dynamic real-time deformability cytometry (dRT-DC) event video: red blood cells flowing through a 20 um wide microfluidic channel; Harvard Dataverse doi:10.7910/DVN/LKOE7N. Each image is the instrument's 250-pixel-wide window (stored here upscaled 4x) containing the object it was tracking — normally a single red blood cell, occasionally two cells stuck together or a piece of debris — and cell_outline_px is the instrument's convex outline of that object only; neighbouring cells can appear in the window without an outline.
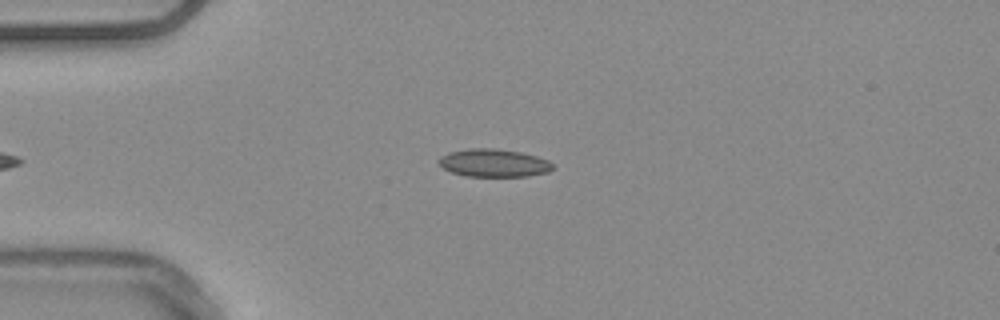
{"species": "common noctule bat (a hibernating species)", "species_latin": "Nyctalus noctula", "temperature_condition": "warm", "stored_images_in_passage": 38, "camera_frame_rate_fps": 3000, "um_per_image_px": 0.085, "animal": {"sex": "male", "body_mass_g": 20.4}, "frame": {"image": 1, "passage_image": 2, "time_ms": 0.333, "image_size_px": [1000, 320], "cell_outline_px": [[552, 168], [548, 172], [528, 176], [468, 176], [452, 172], [444, 168], [440, 164], [440, 156], [448, 152], [468, 148], [496, 148], [520, 152], [536, 156], [548, 160], [552, 164]], "centroid_in_image_um": [41.97, 13.84], "position_along_channel_um": 43.0, "area_um2": 18.38}}
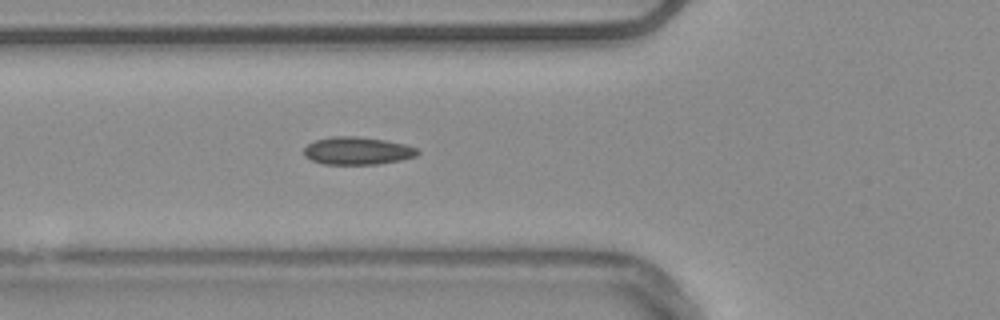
{"frame": {"image": 2, "passage_image": 8, "time_ms": 2.333, "image_size_px": [1000, 320], "cell_outline_px": [[420, 152], [416, 156], [400, 160], [376, 164], [324, 164], [312, 160], [304, 156], [304, 148], [308, 144], [316, 140], [332, 136], [356, 136], [384, 140], [404, 144], [416, 148]], "centroid_in_image_um": [30.36, 12.81], "position_along_channel_um": 95.4, "area_um2": 18.21}}
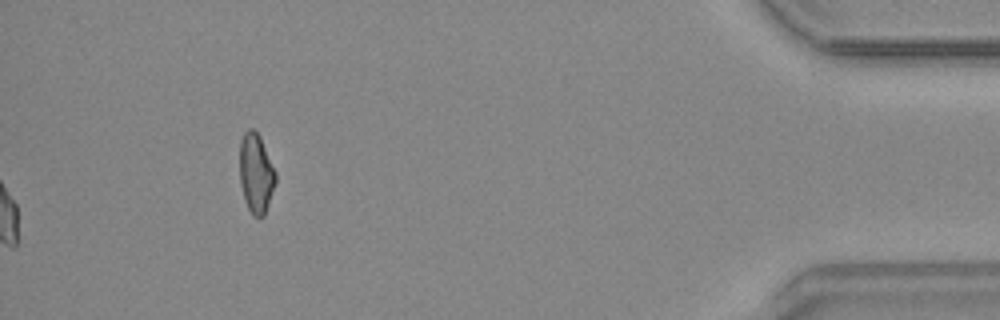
{"frame": {"image": 3, "passage_image": 38, "time_ms": 12.333, "image_size_px": [1000, 320], "cell_outline_px": [[276, 180], [264, 216], [260, 220], [252, 216], [244, 200], [240, 184], [240, 140], [244, 132], [248, 128], [252, 128], [260, 136], [276, 172]], "centroid_in_image_um": [21.75, 14.75], "position_along_channel_um": 413.5, "area_um2": 16.82}, "authors_computed_cell_mechanics": {"area_um2": 17.4556, "velocity_mm_per_s": 3.7852, "shape_relaxation_time_tau1_ms": null, "shape_relaxation_time_tau2_ms": 1.8167, "deformation_change_tau1": null, "deformation_change_tau2": 0.0599}}